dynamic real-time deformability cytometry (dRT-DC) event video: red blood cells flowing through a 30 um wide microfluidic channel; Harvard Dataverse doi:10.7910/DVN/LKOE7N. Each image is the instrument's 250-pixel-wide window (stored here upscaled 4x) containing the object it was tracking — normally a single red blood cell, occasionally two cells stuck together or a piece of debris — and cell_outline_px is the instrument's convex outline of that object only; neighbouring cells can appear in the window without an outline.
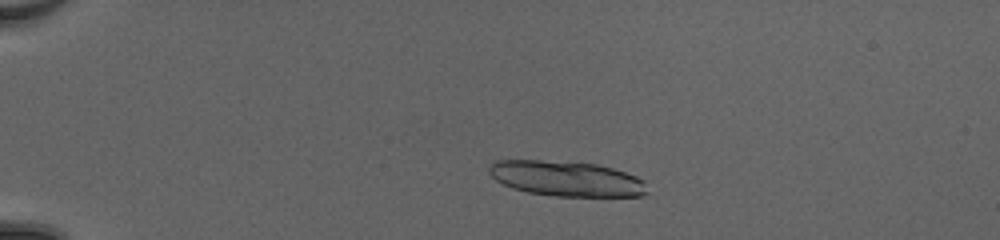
{"species": "common noctule bat (a hibernating species)", "species_latin": "Nyctalus noctula", "temperature_condition": "cold", "stored_images_in_passage": 22, "camera_frame_rate_fps": 3000, "um_per_image_px": 0.085, "animal": {"sex": "female", "body_mass_g": 20.0, "forearm_length_mm": 54.0}, "frame": {"image": 1, "passage_image": 10, "time_ms": 3.0, "image_size_px": [1000, 240], "cell_outline_px": [[648, 192], [644, 196], [556, 196], [528, 192], [512, 188], [496, 180], [488, 172], [488, 168], [496, 160], [540, 160], [596, 164], [612, 168], [636, 176], [644, 180]], "centroid_in_image_um": [48.15, 15.19], "position_along_channel_um": 36.8, "area_um2": 32.31}}